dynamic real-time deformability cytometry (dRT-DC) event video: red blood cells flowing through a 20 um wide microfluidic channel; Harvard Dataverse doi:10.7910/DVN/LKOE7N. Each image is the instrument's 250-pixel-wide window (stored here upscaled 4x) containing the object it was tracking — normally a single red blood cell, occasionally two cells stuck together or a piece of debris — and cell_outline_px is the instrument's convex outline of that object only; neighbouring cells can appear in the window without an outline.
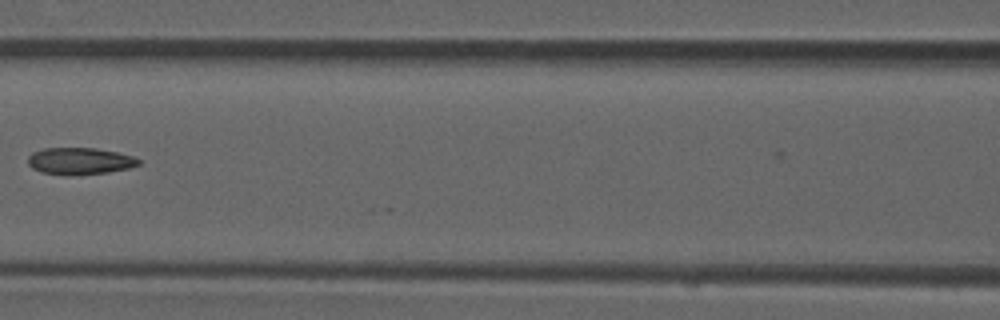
{"species": "common noctule bat (a hibernating species)", "species_latin": "Nyctalus noctula", "temperature_condition": "room temperature", "stored_images_in_passage": 8, "camera_frame_rate_fps": 3000, "um_per_image_px": 0.085, "animal": {"sex": "male", "forearm_length_mm": 52.5}, "frame": {"image": 1, "passage_image": 7, "time_ms": 2.0, "image_size_px": [1000, 320], "cell_outline_px": [[140, 164], [128, 168], [108, 172], [40, 172], [32, 168], [28, 164], [28, 156], [32, 152], [44, 148], [96, 148], [116, 152], [132, 156], [140, 160]], "centroid_in_image_um": [6.78, 13.63], "position_along_channel_um": 159.8, "area_um2": 16.42}}
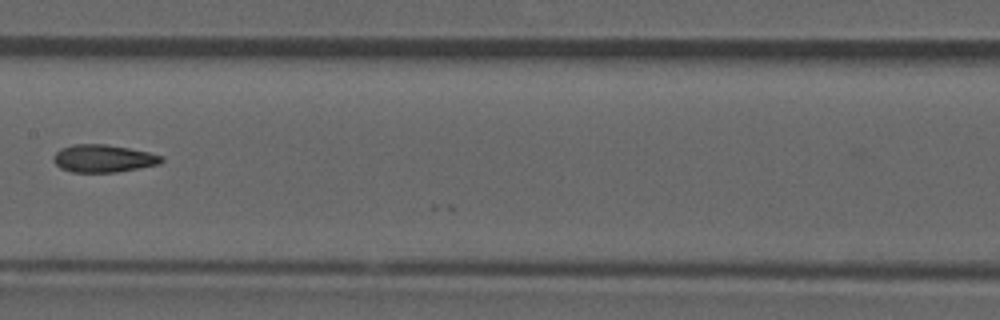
{"frame": {"image": 2, "passage_image": 8, "time_ms": 2.333, "image_size_px": [1000, 320], "cell_outline_px": [[164, 160], [160, 164], [116, 172], [72, 172], [60, 168], [52, 160], [52, 156], [60, 148], [72, 144], [104, 144], [128, 148], [148, 152], [164, 156]], "centroid_in_image_um": [8.76, 13.46], "position_along_channel_um": 198.6, "area_um2": 17.46}}